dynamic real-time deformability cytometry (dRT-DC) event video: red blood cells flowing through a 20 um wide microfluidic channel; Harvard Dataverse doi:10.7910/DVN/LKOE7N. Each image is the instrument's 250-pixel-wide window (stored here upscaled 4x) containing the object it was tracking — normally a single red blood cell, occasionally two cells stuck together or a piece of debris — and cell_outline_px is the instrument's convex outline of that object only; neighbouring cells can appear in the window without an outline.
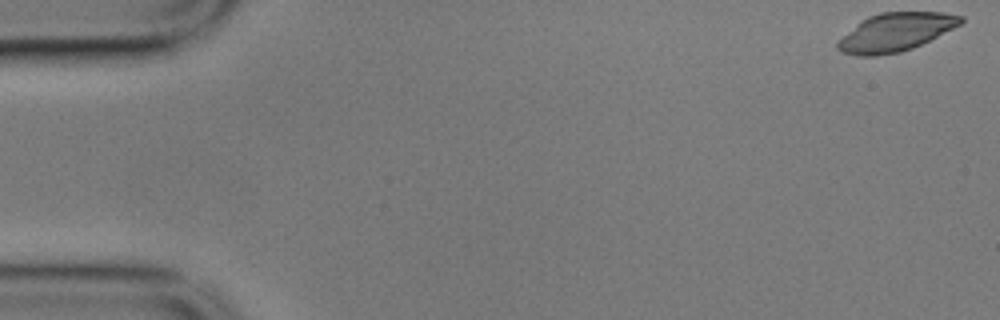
{"species": "common noctule bat (a hibernating species)", "species_latin": "Nyctalus noctula", "temperature_condition": "cold", "stored_images_in_passage": 15, "camera_frame_rate_fps": 3000, "um_per_image_px": 0.085, "animal": {"sex": "male", "body_mass_g": 17.9}, "frame": {"image": 1, "passage_image": 1, "time_ms": 0.0, "image_size_px": [1000, 320], "cell_outline_px": [[964, 20], [960, 24], [912, 48], [900, 52], [876, 56], [856, 56], [840, 52], [836, 48], [836, 44], [860, 20], [868, 16], [880, 12], [944, 12], [964, 16]], "centroid_in_image_um": [76.09, 2.73], "position_along_channel_um": 8.9, "area_um2": 27.22}}
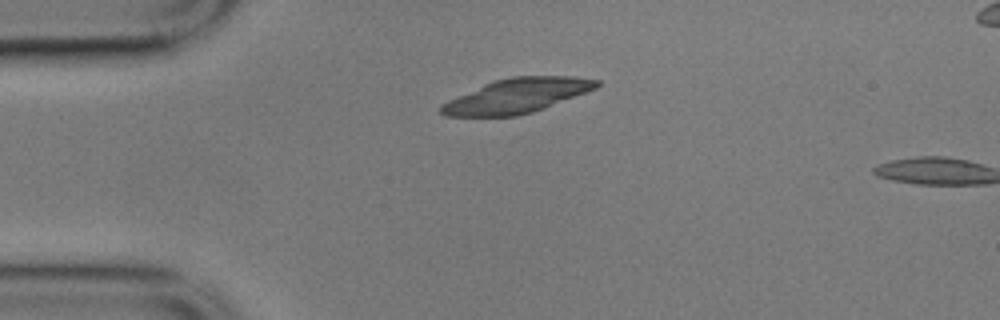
{"frame": {"image": 2, "passage_image": 13, "time_ms": 4.0, "image_size_px": [1000, 320], "cell_outline_px": [[600, 84], [596, 88], [532, 112], [516, 116], [444, 116], [436, 108], [440, 104], [448, 100], [484, 84], [496, 80], [512, 76], [572, 76], [600, 80]], "centroid_in_image_um": [43.88, 8.14], "position_along_channel_um": 41.1, "area_um2": 30.98}}